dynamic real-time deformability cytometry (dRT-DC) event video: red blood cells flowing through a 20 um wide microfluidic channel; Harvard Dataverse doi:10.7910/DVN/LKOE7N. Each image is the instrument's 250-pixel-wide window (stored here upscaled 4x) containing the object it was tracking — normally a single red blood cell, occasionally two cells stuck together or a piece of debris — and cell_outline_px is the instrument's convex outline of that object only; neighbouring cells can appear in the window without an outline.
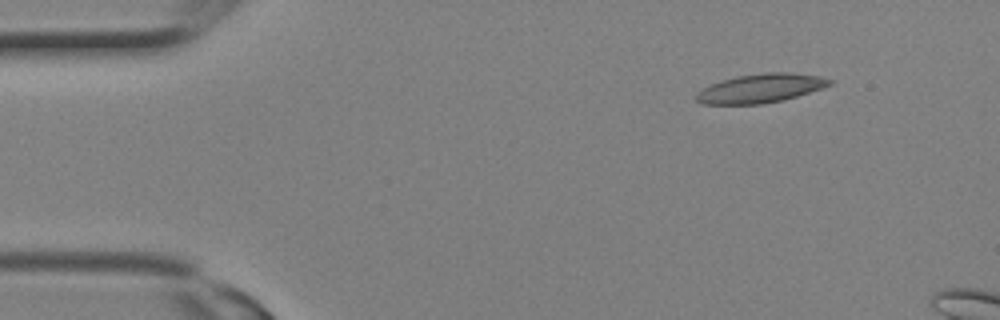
{"species": "Egyptian fruit bat (a non-hibernating species)", "species_latin": "Rousettus aegyptiacus", "temperature_condition": "room temperature", "stored_images_in_passage": 2, "camera_frame_rate_fps": 3000, "um_per_image_px": 0.085, "animal": {"sex": "female"}, "frame": {"image": 1, "passage_image": 1, "time_ms": 0.0, "image_size_px": [1000, 320], "cell_outline_px": [[832, 84], [824, 88], [784, 100], [760, 104], [704, 104], [696, 100], [692, 96], [696, 92], [720, 80], [736, 76], [764, 72], [792, 72], [820, 76], [832, 80]], "centroid_in_image_um": [64.65, 7.5], "position_along_channel_um": 20.3, "area_um2": 22.72}}